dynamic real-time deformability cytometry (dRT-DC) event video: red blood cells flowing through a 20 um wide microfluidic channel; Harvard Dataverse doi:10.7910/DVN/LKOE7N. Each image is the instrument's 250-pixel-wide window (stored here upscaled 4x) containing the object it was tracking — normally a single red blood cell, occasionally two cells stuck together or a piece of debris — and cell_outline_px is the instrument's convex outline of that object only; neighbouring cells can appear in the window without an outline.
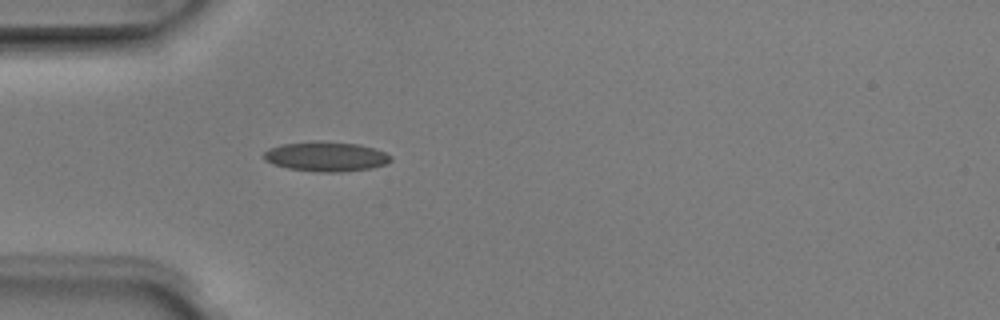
{"species": "Egyptian fruit bat (a non-hibernating species)", "species_latin": "Rousettus aegyptiacus", "temperature_condition": "room temperature", "stored_images_in_passage": 4, "camera_frame_rate_fps": 3000, "um_per_image_px": 0.085, "animal": {"sex": "male"}, "frame": {"image": 1, "passage_image": 4, "time_ms": 1.0, "image_size_px": [1000, 320], "cell_outline_px": [[392, 160], [388, 164], [372, 168], [340, 172], [320, 172], [288, 168], [272, 164], [264, 160], [264, 152], [268, 148], [280, 144], [312, 140], [316, 140], [360, 144], [376, 148], [392, 156]], "centroid_in_image_um": [27.72, 13.29], "position_along_channel_um": 57.3, "area_um2": 22.43}}